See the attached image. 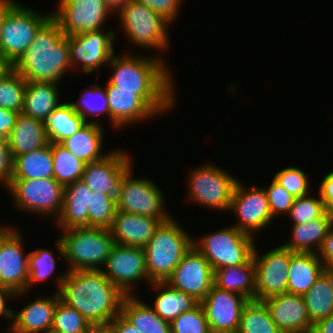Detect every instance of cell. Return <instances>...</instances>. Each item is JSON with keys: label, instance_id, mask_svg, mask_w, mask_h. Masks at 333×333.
I'll return each mask as SVG.
<instances>
[{"label": "cell", "instance_id": "cell-1", "mask_svg": "<svg viewBox=\"0 0 333 333\" xmlns=\"http://www.w3.org/2000/svg\"><path fill=\"white\" fill-rule=\"evenodd\" d=\"M60 300L92 325H108L121 314L126 295L102 270L66 271L56 278Z\"/></svg>", "mask_w": 333, "mask_h": 333}, {"label": "cell", "instance_id": "cell-2", "mask_svg": "<svg viewBox=\"0 0 333 333\" xmlns=\"http://www.w3.org/2000/svg\"><path fill=\"white\" fill-rule=\"evenodd\" d=\"M147 57L114 54L107 64L113 70L108 82L116 86V90L133 91L160 115L175 105L173 77L159 55Z\"/></svg>", "mask_w": 333, "mask_h": 333}, {"label": "cell", "instance_id": "cell-3", "mask_svg": "<svg viewBox=\"0 0 333 333\" xmlns=\"http://www.w3.org/2000/svg\"><path fill=\"white\" fill-rule=\"evenodd\" d=\"M26 81L53 82L71 70L70 47L58 23L51 17L36 33L34 41L10 66Z\"/></svg>", "mask_w": 333, "mask_h": 333}, {"label": "cell", "instance_id": "cell-4", "mask_svg": "<svg viewBox=\"0 0 333 333\" xmlns=\"http://www.w3.org/2000/svg\"><path fill=\"white\" fill-rule=\"evenodd\" d=\"M63 231L56 243L58 254L66 258L68 271L101 270L115 244L106 228L75 227ZM98 266V267H97Z\"/></svg>", "mask_w": 333, "mask_h": 333}, {"label": "cell", "instance_id": "cell-5", "mask_svg": "<svg viewBox=\"0 0 333 333\" xmlns=\"http://www.w3.org/2000/svg\"><path fill=\"white\" fill-rule=\"evenodd\" d=\"M192 246L191 235L174 218L162 222L144 247L149 283L166 282Z\"/></svg>", "mask_w": 333, "mask_h": 333}, {"label": "cell", "instance_id": "cell-6", "mask_svg": "<svg viewBox=\"0 0 333 333\" xmlns=\"http://www.w3.org/2000/svg\"><path fill=\"white\" fill-rule=\"evenodd\" d=\"M199 239H193V247L206 258L213 272L250 261L256 245L253 236L239 231L234 224Z\"/></svg>", "mask_w": 333, "mask_h": 333}, {"label": "cell", "instance_id": "cell-7", "mask_svg": "<svg viewBox=\"0 0 333 333\" xmlns=\"http://www.w3.org/2000/svg\"><path fill=\"white\" fill-rule=\"evenodd\" d=\"M52 17L18 2L7 14L0 36V63L11 66L34 41L38 30Z\"/></svg>", "mask_w": 333, "mask_h": 333}, {"label": "cell", "instance_id": "cell-8", "mask_svg": "<svg viewBox=\"0 0 333 333\" xmlns=\"http://www.w3.org/2000/svg\"><path fill=\"white\" fill-rule=\"evenodd\" d=\"M117 13L121 20L120 28L134 45L159 51L168 48L169 22L155 11L131 0Z\"/></svg>", "mask_w": 333, "mask_h": 333}, {"label": "cell", "instance_id": "cell-9", "mask_svg": "<svg viewBox=\"0 0 333 333\" xmlns=\"http://www.w3.org/2000/svg\"><path fill=\"white\" fill-rule=\"evenodd\" d=\"M16 208L26 212L56 216L63 208L64 186L54 178L12 179L7 186Z\"/></svg>", "mask_w": 333, "mask_h": 333}, {"label": "cell", "instance_id": "cell-10", "mask_svg": "<svg viewBox=\"0 0 333 333\" xmlns=\"http://www.w3.org/2000/svg\"><path fill=\"white\" fill-rule=\"evenodd\" d=\"M188 181L189 200L210 209L229 211L238 179L220 167L206 163L191 171Z\"/></svg>", "mask_w": 333, "mask_h": 333}, {"label": "cell", "instance_id": "cell-11", "mask_svg": "<svg viewBox=\"0 0 333 333\" xmlns=\"http://www.w3.org/2000/svg\"><path fill=\"white\" fill-rule=\"evenodd\" d=\"M132 169L123 177L116 197L117 211L153 217L165 222L171 218L165 212V196L157 185L147 178H133Z\"/></svg>", "mask_w": 333, "mask_h": 333}, {"label": "cell", "instance_id": "cell-12", "mask_svg": "<svg viewBox=\"0 0 333 333\" xmlns=\"http://www.w3.org/2000/svg\"><path fill=\"white\" fill-rule=\"evenodd\" d=\"M253 259L256 277L255 300L264 301L272 296L287 293L291 250L282 245L259 255L255 246Z\"/></svg>", "mask_w": 333, "mask_h": 333}, {"label": "cell", "instance_id": "cell-13", "mask_svg": "<svg viewBox=\"0 0 333 333\" xmlns=\"http://www.w3.org/2000/svg\"><path fill=\"white\" fill-rule=\"evenodd\" d=\"M52 18L65 36L102 29L112 11L104 0H59Z\"/></svg>", "mask_w": 333, "mask_h": 333}, {"label": "cell", "instance_id": "cell-14", "mask_svg": "<svg viewBox=\"0 0 333 333\" xmlns=\"http://www.w3.org/2000/svg\"><path fill=\"white\" fill-rule=\"evenodd\" d=\"M114 33L112 30L105 32L102 27L82 34L69 35L71 67L78 69L81 65L83 72L90 74L108 64L115 54L113 42L116 33Z\"/></svg>", "mask_w": 333, "mask_h": 333}, {"label": "cell", "instance_id": "cell-15", "mask_svg": "<svg viewBox=\"0 0 333 333\" xmlns=\"http://www.w3.org/2000/svg\"><path fill=\"white\" fill-rule=\"evenodd\" d=\"M101 269L105 277L125 295H133V286L138 281L147 280L145 251L142 247L114 244ZM106 270V271H105ZM142 279V280H141Z\"/></svg>", "mask_w": 333, "mask_h": 333}, {"label": "cell", "instance_id": "cell-16", "mask_svg": "<svg viewBox=\"0 0 333 333\" xmlns=\"http://www.w3.org/2000/svg\"><path fill=\"white\" fill-rule=\"evenodd\" d=\"M248 299L214 284L200 301L211 333H237L243 307Z\"/></svg>", "mask_w": 333, "mask_h": 333}, {"label": "cell", "instance_id": "cell-17", "mask_svg": "<svg viewBox=\"0 0 333 333\" xmlns=\"http://www.w3.org/2000/svg\"><path fill=\"white\" fill-rule=\"evenodd\" d=\"M245 187L239 181L236 183L229 210L234 211L239 218L234 226L254 237L257 230L266 228L274 218L264 188Z\"/></svg>", "mask_w": 333, "mask_h": 333}, {"label": "cell", "instance_id": "cell-18", "mask_svg": "<svg viewBox=\"0 0 333 333\" xmlns=\"http://www.w3.org/2000/svg\"><path fill=\"white\" fill-rule=\"evenodd\" d=\"M166 283L200 302L214 284V272L206 258L192 246Z\"/></svg>", "mask_w": 333, "mask_h": 333}, {"label": "cell", "instance_id": "cell-19", "mask_svg": "<svg viewBox=\"0 0 333 333\" xmlns=\"http://www.w3.org/2000/svg\"><path fill=\"white\" fill-rule=\"evenodd\" d=\"M123 150H112L104 158L85 164L82 181L92 192L117 197L124 175L132 169V159Z\"/></svg>", "mask_w": 333, "mask_h": 333}, {"label": "cell", "instance_id": "cell-20", "mask_svg": "<svg viewBox=\"0 0 333 333\" xmlns=\"http://www.w3.org/2000/svg\"><path fill=\"white\" fill-rule=\"evenodd\" d=\"M22 241V234L16 228L0 241V285L13 290L16 297L26 293L29 278V253H23Z\"/></svg>", "mask_w": 333, "mask_h": 333}, {"label": "cell", "instance_id": "cell-21", "mask_svg": "<svg viewBox=\"0 0 333 333\" xmlns=\"http://www.w3.org/2000/svg\"><path fill=\"white\" fill-rule=\"evenodd\" d=\"M282 333H310L313 324L303 296L283 293L262 301Z\"/></svg>", "mask_w": 333, "mask_h": 333}, {"label": "cell", "instance_id": "cell-22", "mask_svg": "<svg viewBox=\"0 0 333 333\" xmlns=\"http://www.w3.org/2000/svg\"><path fill=\"white\" fill-rule=\"evenodd\" d=\"M109 102V120L112 126L122 128L158 115L139 95L133 91L116 90L107 81L105 85Z\"/></svg>", "mask_w": 333, "mask_h": 333}, {"label": "cell", "instance_id": "cell-23", "mask_svg": "<svg viewBox=\"0 0 333 333\" xmlns=\"http://www.w3.org/2000/svg\"><path fill=\"white\" fill-rule=\"evenodd\" d=\"M162 223L160 219L116 211L111 231L115 244L144 248Z\"/></svg>", "mask_w": 333, "mask_h": 333}, {"label": "cell", "instance_id": "cell-24", "mask_svg": "<svg viewBox=\"0 0 333 333\" xmlns=\"http://www.w3.org/2000/svg\"><path fill=\"white\" fill-rule=\"evenodd\" d=\"M59 293L39 297L19 311L13 313L11 333H50Z\"/></svg>", "mask_w": 333, "mask_h": 333}, {"label": "cell", "instance_id": "cell-25", "mask_svg": "<svg viewBox=\"0 0 333 333\" xmlns=\"http://www.w3.org/2000/svg\"><path fill=\"white\" fill-rule=\"evenodd\" d=\"M90 194L92 191L82 180L64 186L63 208L56 219L60 230L88 227Z\"/></svg>", "mask_w": 333, "mask_h": 333}, {"label": "cell", "instance_id": "cell-26", "mask_svg": "<svg viewBox=\"0 0 333 333\" xmlns=\"http://www.w3.org/2000/svg\"><path fill=\"white\" fill-rule=\"evenodd\" d=\"M332 224L333 212L328 210L321 217L312 221L292 224V240L283 246L292 252L318 254Z\"/></svg>", "mask_w": 333, "mask_h": 333}, {"label": "cell", "instance_id": "cell-27", "mask_svg": "<svg viewBox=\"0 0 333 333\" xmlns=\"http://www.w3.org/2000/svg\"><path fill=\"white\" fill-rule=\"evenodd\" d=\"M325 270L317 253L291 251V263L287 273V293L303 296Z\"/></svg>", "mask_w": 333, "mask_h": 333}, {"label": "cell", "instance_id": "cell-28", "mask_svg": "<svg viewBox=\"0 0 333 333\" xmlns=\"http://www.w3.org/2000/svg\"><path fill=\"white\" fill-rule=\"evenodd\" d=\"M7 139L13 158L49 144L44 122L23 113L18 114Z\"/></svg>", "mask_w": 333, "mask_h": 333}, {"label": "cell", "instance_id": "cell-29", "mask_svg": "<svg viewBox=\"0 0 333 333\" xmlns=\"http://www.w3.org/2000/svg\"><path fill=\"white\" fill-rule=\"evenodd\" d=\"M102 129L101 124L87 122L80 130L60 144L85 164L100 160L109 154V152H101L104 142Z\"/></svg>", "mask_w": 333, "mask_h": 333}, {"label": "cell", "instance_id": "cell-30", "mask_svg": "<svg viewBox=\"0 0 333 333\" xmlns=\"http://www.w3.org/2000/svg\"><path fill=\"white\" fill-rule=\"evenodd\" d=\"M58 94L57 83L27 81L22 113L44 122L61 104Z\"/></svg>", "mask_w": 333, "mask_h": 333}, {"label": "cell", "instance_id": "cell-31", "mask_svg": "<svg viewBox=\"0 0 333 333\" xmlns=\"http://www.w3.org/2000/svg\"><path fill=\"white\" fill-rule=\"evenodd\" d=\"M214 285L226 291L238 293L249 301L255 300V262L252 258L245 264L227 266L214 271Z\"/></svg>", "mask_w": 333, "mask_h": 333}, {"label": "cell", "instance_id": "cell-32", "mask_svg": "<svg viewBox=\"0 0 333 333\" xmlns=\"http://www.w3.org/2000/svg\"><path fill=\"white\" fill-rule=\"evenodd\" d=\"M121 314L140 333H171L170 322L162 319L151 306L136 298V295H126Z\"/></svg>", "mask_w": 333, "mask_h": 333}, {"label": "cell", "instance_id": "cell-33", "mask_svg": "<svg viewBox=\"0 0 333 333\" xmlns=\"http://www.w3.org/2000/svg\"><path fill=\"white\" fill-rule=\"evenodd\" d=\"M150 285L161 291H158L154 305L151 307L162 319L168 322L199 304L194 297L174 289L166 282H152Z\"/></svg>", "mask_w": 333, "mask_h": 333}, {"label": "cell", "instance_id": "cell-34", "mask_svg": "<svg viewBox=\"0 0 333 333\" xmlns=\"http://www.w3.org/2000/svg\"><path fill=\"white\" fill-rule=\"evenodd\" d=\"M308 316L314 325L333 313V271L325 272L303 295Z\"/></svg>", "mask_w": 333, "mask_h": 333}, {"label": "cell", "instance_id": "cell-35", "mask_svg": "<svg viewBox=\"0 0 333 333\" xmlns=\"http://www.w3.org/2000/svg\"><path fill=\"white\" fill-rule=\"evenodd\" d=\"M87 122L80 116L70 102L58 105L45 119L44 126L49 143H61L75 134Z\"/></svg>", "mask_w": 333, "mask_h": 333}, {"label": "cell", "instance_id": "cell-36", "mask_svg": "<svg viewBox=\"0 0 333 333\" xmlns=\"http://www.w3.org/2000/svg\"><path fill=\"white\" fill-rule=\"evenodd\" d=\"M54 178L51 143L14 158L12 179Z\"/></svg>", "mask_w": 333, "mask_h": 333}, {"label": "cell", "instance_id": "cell-37", "mask_svg": "<svg viewBox=\"0 0 333 333\" xmlns=\"http://www.w3.org/2000/svg\"><path fill=\"white\" fill-rule=\"evenodd\" d=\"M27 81L10 66L0 69V108L22 113Z\"/></svg>", "mask_w": 333, "mask_h": 333}, {"label": "cell", "instance_id": "cell-38", "mask_svg": "<svg viewBox=\"0 0 333 333\" xmlns=\"http://www.w3.org/2000/svg\"><path fill=\"white\" fill-rule=\"evenodd\" d=\"M237 333H282L262 301L250 300L243 307Z\"/></svg>", "mask_w": 333, "mask_h": 333}, {"label": "cell", "instance_id": "cell-39", "mask_svg": "<svg viewBox=\"0 0 333 333\" xmlns=\"http://www.w3.org/2000/svg\"><path fill=\"white\" fill-rule=\"evenodd\" d=\"M54 179L63 186L82 179L85 163L60 143H51Z\"/></svg>", "mask_w": 333, "mask_h": 333}, {"label": "cell", "instance_id": "cell-40", "mask_svg": "<svg viewBox=\"0 0 333 333\" xmlns=\"http://www.w3.org/2000/svg\"><path fill=\"white\" fill-rule=\"evenodd\" d=\"M78 99L77 102H70L73 109L83 117L86 122H93L100 124L99 121H89L88 116H98L107 114L109 118V102L107 99L105 87L92 85L88 91H85Z\"/></svg>", "mask_w": 333, "mask_h": 333}, {"label": "cell", "instance_id": "cell-41", "mask_svg": "<svg viewBox=\"0 0 333 333\" xmlns=\"http://www.w3.org/2000/svg\"><path fill=\"white\" fill-rule=\"evenodd\" d=\"M116 211V198L109 194L92 192L88 208V227L110 229Z\"/></svg>", "mask_w": 333, "mask_h": 333}, {"label": "cell", "instance_id": "cell-42", "mask_svg": "<svg viewBox=\"0 0 333 333\" xmlns=\"http://www.w3.org/2000/svg\"><path fill=\"white\" fill-rule=\"evenodd\" d=\"M92 325L76 309L59 300L54 312L51 332L88 333Z\"/></svg>", "mask_w": 333, "mask_h": 333}, {"label": "cell", "instance_id": "cell-43", "mask_svg": "<svg viewBox=\"0 0 333 333\" xmlns=\"http://www.w3.org/2000/svg\"><path fill=\"white\" fill-rule=\"evenodd\" d=\"M55 258L48 250L37 249L28 254L29 278L26 285V292L30 285L46 280L55 271Z\"/></svg>", "mask_w": 333, "mask_h": 333}, {"label": "cell", "instance_id": "cell-44", "mask_svg": "<svg viewBox=\"0 0 333 333\" xmlns=\"http://www.w3.org/2000/svg\"><path fill=\"white\" fill-rule=\"evenodd\" d=\"M327 211L321 197L311 195L295 198L293 206L287 214L293 224H302L321 217Z\"/></svg>", "mask_w": 333, "mask_h": 333}, {"label": "cell", "instance_id": "cell-45", "mask_svg": "<svg viewBox=\"0 0 333 333\" xmlns=\"http://www.w3.org/2000/svg\"><path fill=\"white\" fill-rule=\"evenodd\" d=\"M171 333H211L200 303L170 322Z\"/></svg>", "mask_w": 333, "mask_h": 333}, {"label": "cell", "instance_id": "cell-46", "mask_svg": "<svg viewBox=\"0 0 333 333\" xmlns=\"http://www.w3.org/2000/svg\"><path fill=\"white\" fill-rule=\"evenodd\" d=\"M273 179L294 198L309 194V179L307 174L298 167H286L275 173Z\"/></svg>", "mask_w": 333, "mask_h": 333}, {"label": "cell", "instance_id": "cell-47", "mask_svg": "<svg viewBox=\"0 0 333 333\" xmlns=\"http://www.w3.org/2000/svg\"><path fill=\"white\" fill-rule=\"evenodd\" d=\"M267 199L269 202L270 213L275 219V216L280 213L288 214L295 198L287 192L281 185H279L274 179L268 188H264Z\"/></svg>", "mask_w": 333, "mask_h": 333}, {"label": "cell", "instance_id": "cell-48", "mask_svg": "<svg viewBox=\"0 0 333 333\" xmlns=\"http://www.w3.org/2000/svg\"><path fill=\"white\" fill-rule=\"evenodd\" d=\"M137 2L149 7L167 22L172 24L178 16L182 0H136Z\"/></svg>", "mask_w": 333, "mask_h": 333}, {"label": "cell", "instance_id": "cell-49", "mask_svg": "<svg viewBox=\"0 0 333 333\" xmlns=\"http://www.w3.org/2000/svg\"><path fill=\"white\" fill-rule=\"evenodd\" d=\"M14 173V158L8 139L0 137V181L6 187L11 183Z\"/></svg>", "mask_w": 333, "mask_h": 333}, {"label": "cell", "instance_id": "cell-50", "mask_svg": "<svg viewBox=\"0 0 333 333\" xmlns=\"http://www.w3.org/2000/svg\"><path fill=\"white\" fill-rule=\"evenodd\" d=\"M318 255L325 269L333 271V224L328 230Z\"/></svg>", "mask_w": 333, "mask_h": 333}, {"label": "cell", "instance_id": "cell-51", "mask_svg": "<svg viewBox=\"0 0 333 333\" xmlns=\"http://www.w3.org/2000/svg\"><path fill=\"white\" fill-rule=\"evenodd\" d=\"M318 193L322 198L326 209L333 212V171L323 177Z\"/></svg>", "mask_w": 333, "mask_h": 333}, {"label": "cell", "instance_id": "cell-52", "mask_svg": "<svg viewBox=\"0 0 333 333\" xmlns=\"http://www.w3.org/2000/svg\"><path fill=\"white\" fill-rule=\"evenodd\" d=\"M19 113L0 108V137L8 138L15 126V122Z\"/></svg>", "mask_w": 333, "mask_h": 333}, {"label": "cell", "instance_id": "cell-53", "mask_svg": "<svg viewBox=\"0 0 333 333\" xmlns=\"http://www.w3.org/2000/svg\"><path fill=\"white\" fill-rule=\"evenodd\" d=\"M15 296H16V293L13 290L0 285V317L10 319L11 324L8 327L9 331H11V326L13 323L14 309H11L10 307H8L6 305L7 302L5 300H7V298L9 299V297H10V299H11V297L14 298Z\"/></svg>", "mask_w": 333, "mask_h": 333}, {"label": "cell", "instance_id": "cell-54", "mask_svg": "<svg viewBox=\"0 0 333 333\" xmlns=\"http://www.w3.org/2000/svg\"><path fill=\"white\" fill-rule=\"evenodd\" d=\"M108 325L114 333H140L122 314L117 315Z\"/></svg>", "mask_w": 333, "mask_h": 333}, {"label": "cell", "instance_id": "cell-55", "mask_svg": "<svg viewBox=\"0 0 333 333\" xmlns=\"http://www.w3.org/2000/svg\"><path fill=\"white\" fill-rule=\"evenodd\" d=\"M310 333H333V313L314 324Z\"/></svg>", "mask_w": 333, "mask_h": 333}, {"label": "cell", "instance_id": "cell-56", "mask_svg": "<svg viewBox=\"0 0 333 333\" xmlns=\"http://www.w3.org/2000/svg\"><path fill=\"white\" fill-rule=\"evenodd\" d=\"M18 3L16 0H0V36L3 22L10 10Z\"/></svg>", "mask_w": 333, "mask_h": 333}, {"label": "cell", "instance_id": "cell-57", "mask_svg": "<svg viewBox=\"0 0 333 333\" xmlns=\"http://www.w3.org/2000/svg\"><path fill=\"white\" fill-rule=\"evenodd\" d=\"M131 0H104L107 7L113 11H120L126 4H128Z\"/></svg>", "mask_w": 333, "mask_h": 333}, {"label": "cell", "instance_id": "cell-58", "mask_svg": "<svg viewBox=\"0 0 333 333\" xmlns=\"http://www.w3.org/2000/svg\"><path fill=\"white\" fill-rule=\"evenodd\" d=\"M88 333H114L109 325L91 326Z\"/></svg>", "mask_w": 333, "mask_h": 333}, {"label": "cell", "instance_id": "cell-59", "mask_svg": "<svg viewBox=\"0 0 333 333\" xmlns=\"http://www.w3.org/2000/svg\"><path fill=\"white\" fill-rule=\"evenodd\" d=\"M9 226L0 225V241L12 230Z\"/></svg>", "mask_w": 333, "mask_h": 333}]
</instances>
